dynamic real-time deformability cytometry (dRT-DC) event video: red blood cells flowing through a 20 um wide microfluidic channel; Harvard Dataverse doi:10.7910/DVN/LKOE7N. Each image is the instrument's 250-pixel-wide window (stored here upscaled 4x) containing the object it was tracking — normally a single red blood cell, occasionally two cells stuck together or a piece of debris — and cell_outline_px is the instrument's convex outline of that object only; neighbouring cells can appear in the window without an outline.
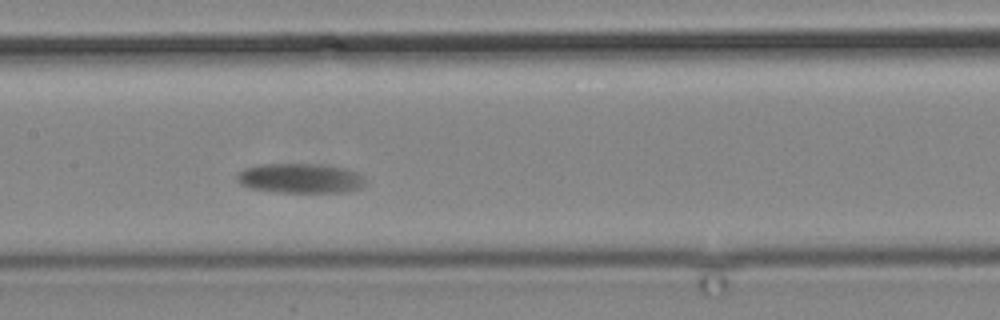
{"species": "common noctule bat (a hibernating species)", "species_latin": "Nyctalus noctula", "temperature_condition": "cold", "stored_images_in_passage": 13, "camera_frame_rate_fps": 3000, "um_per_image_px": 0.085, "animal": {"sex": "male", "body_mass_g": 19.2, "forearm_length_mm": 51.8}, "frame": {"image": 1, "passage_image": 13, "time_ms": 15.0, "image_size_px": [1000, 320], "cell_outline_px": [[364, 184], [360, 188], [344, 192], [276, 192], [252, 188], [240, 184], [236, 180], [236, 176], [244, 168], [256, 164], [320, 164], [348, 168], [364, 176]], "centroid_in_image_um": [25.52, 15.14], "position_along_channel_um": 181.9, "area_um2": 22.37}}